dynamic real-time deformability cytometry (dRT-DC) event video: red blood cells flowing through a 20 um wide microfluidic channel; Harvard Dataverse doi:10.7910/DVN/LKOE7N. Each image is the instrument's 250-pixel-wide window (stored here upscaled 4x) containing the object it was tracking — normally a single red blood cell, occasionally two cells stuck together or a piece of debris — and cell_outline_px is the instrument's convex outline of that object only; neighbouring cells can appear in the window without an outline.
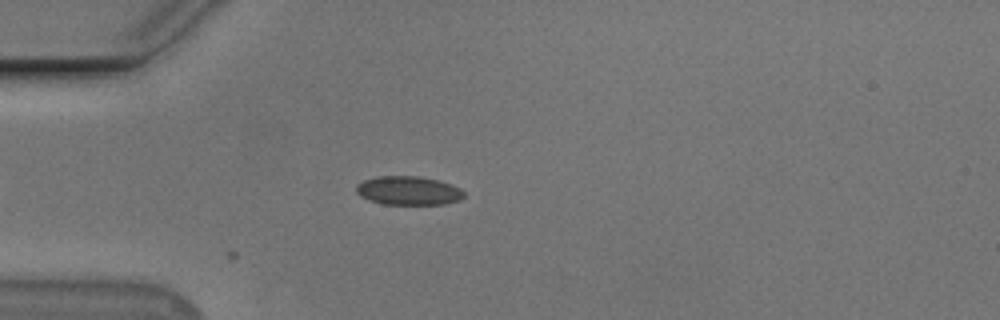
{"species": "Egyptian fruit bat (a non-hibernating species)", "species_latin": "Rousettus aegyptiacus", "temperature_condition": "cold", "stored_images_in_passage": 5, "camera_frame_rate_fps": 3000, "um_per_image_px": 0.085, "animal": {"sex": "male"}, "frame": {"image": 1, "passage_image": 5, "time_ms": 4.667, "image_size_px": [1000, 320], "cell_outline_px": [[464, 196], [460, 200], [444, 204], [384, 204], [368, 200], [360, 196], [356, 192], [356, 184], [364, 180], [376, 176], [420, 176], [440, 180], [452, 184], [460, 188], [464, 192]], "centroid_in_image_um": [34.72, 16.19], "position_along_channel_um": 50.3, "area_um2": 18.26}}